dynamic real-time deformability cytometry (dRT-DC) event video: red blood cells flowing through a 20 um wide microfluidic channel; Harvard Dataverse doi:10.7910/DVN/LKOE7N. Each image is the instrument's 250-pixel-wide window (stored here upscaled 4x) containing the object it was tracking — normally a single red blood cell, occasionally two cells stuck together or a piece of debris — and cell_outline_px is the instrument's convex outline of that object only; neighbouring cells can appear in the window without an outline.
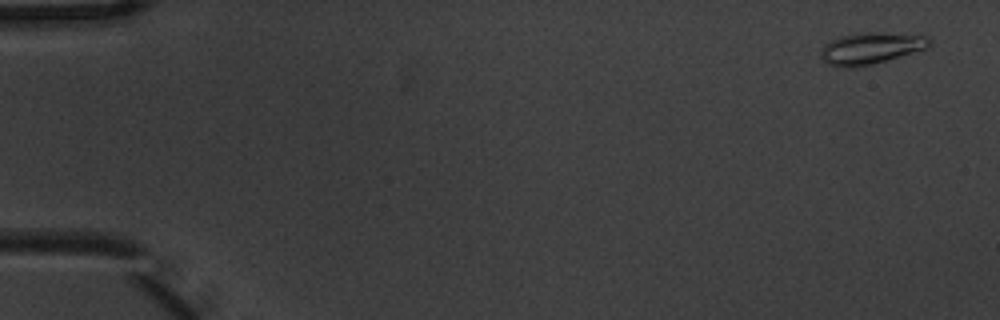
{"species": "common noctule bat (a hibernating species)", "species_latin": "Nyctalus noctula", "temperature_condition": "warm", "stored_images_in_passage": 4, "camera_frame_rate_fps": 3000, "um_per_image_px": 0.085, "animal": {"sex": "male", "body_mass_g": 20.1, "forearm_length_mm": 53.5}, "frame": {"image": 1, "passage_image": 1, "time_ms": 0.0, "image_size_px": [1000, 320], "cell_outline_px": [[932, 40], [928, 48], [856, 68], [844, 68], [828, 64], [820, 56], [820, 52], [824, 44], [840, 36], [860, 32], [872, 32], [928, 36]], "centroid_in_image_um": [73.99, 4.1], "position_along_channel_um": 11.0, "area_um2": 19.88}}